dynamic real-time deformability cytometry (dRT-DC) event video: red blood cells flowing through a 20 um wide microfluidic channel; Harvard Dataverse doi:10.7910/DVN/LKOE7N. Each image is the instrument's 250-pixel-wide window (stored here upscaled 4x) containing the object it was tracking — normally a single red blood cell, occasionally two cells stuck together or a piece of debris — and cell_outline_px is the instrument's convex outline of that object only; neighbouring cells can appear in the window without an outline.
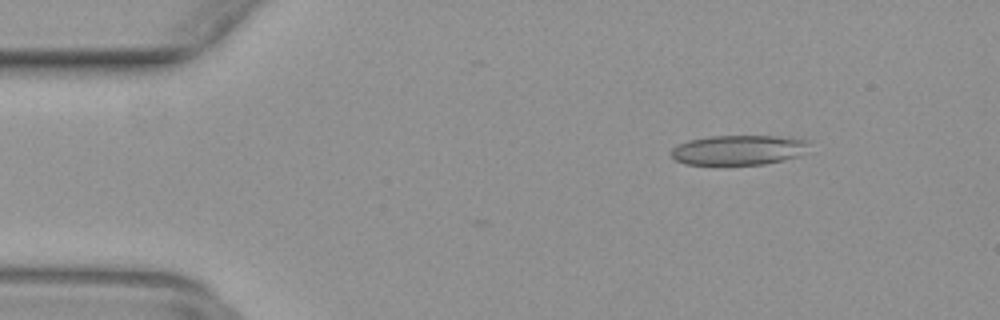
{"species": "common noctule bat (a hibernating species)", "species_latin": "Nyctalus noctula", "temperature_condition": "warm", "stored_images_in_passage": 3, "camera_frame_rate_fps": 3000, "um_per_image_px": 0.085, "animal": {"sex": "female", "body_mass_g": 29.2, "forearm_length_mm": 56.3}, "frame": {"image": 1, "passage_image": 1, "time_ms": 0.0, "image_size_px": [1000, 320], "cell_outline_px": [[808, 140], [800, 156], [784, 160], [764, 164], [684, 164], [676, 160], [672, 156], [672, 148], [676, 144], [688, 140], [708, 136], [776, 136]], "centroid_in_image_um": [62.71, 12.74], "position_along_channel_um": 22.3, "area_um2": 23.76}}